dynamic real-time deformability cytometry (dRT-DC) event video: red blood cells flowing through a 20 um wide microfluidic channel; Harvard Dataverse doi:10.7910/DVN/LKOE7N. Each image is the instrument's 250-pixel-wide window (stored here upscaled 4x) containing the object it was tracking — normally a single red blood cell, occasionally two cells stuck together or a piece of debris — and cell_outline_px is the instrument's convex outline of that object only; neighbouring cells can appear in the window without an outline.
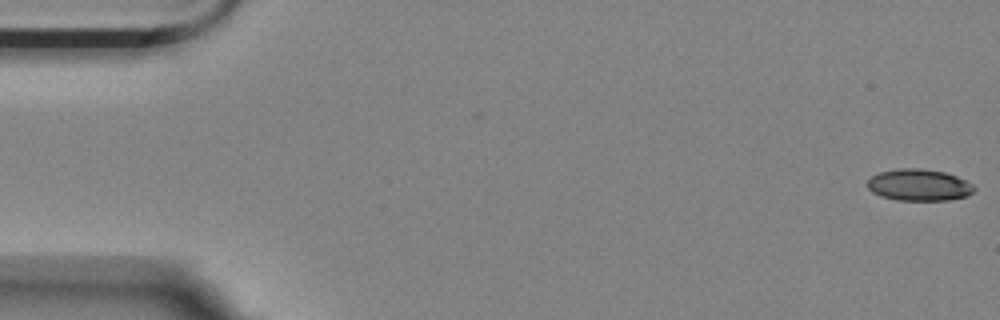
{"species": "Egyptian fruit bat (a non-hibernating species)", "species_latin": "Rousettus aegyptiacus", "temperature_condition": "room temperature", "stored_images_in_passage": 54, "camera_frame_rate_fps": 3000, "um_per_image_px": 0.085, "animal": {"sex": "female"}, "frame": {"image": 1, "passage_image": 1, "time_ms": 0.0, "image_size_px": [1000, 320], "cell_outline_px": [[976, 188], [968, 196], [948, 200], [896, 200], [880, 196], [872, 192], [868, 188], [868, 180], [872, 176], [880, 172], [900, 168], [920, 168], [944, 172], [956, 176], [972, 184]], "centroid_in_image_um": [78.11, 15.73], "position_along_channel_um": 6.9, "area_um2": 19.65}}
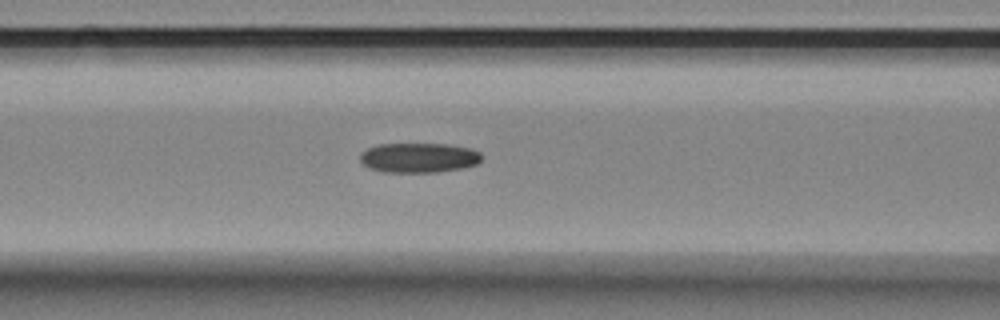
{"frame": {"image": 2, "passage_image": 23, "time_ms": 7.333, "image_size_px": [1000, 320], "cell_outline_px": [[480, 160], [476, 164], [464, 168], [436, 172], [384, 172], [368, 168], [360, 160], [360, 152], [376, 144], [448, 144], [468, 148], [480, 152]], "centroid_in_image_um": [35.56, 13.41], "position_along_channel_um": 131.0, "area_um2": 21.1}}
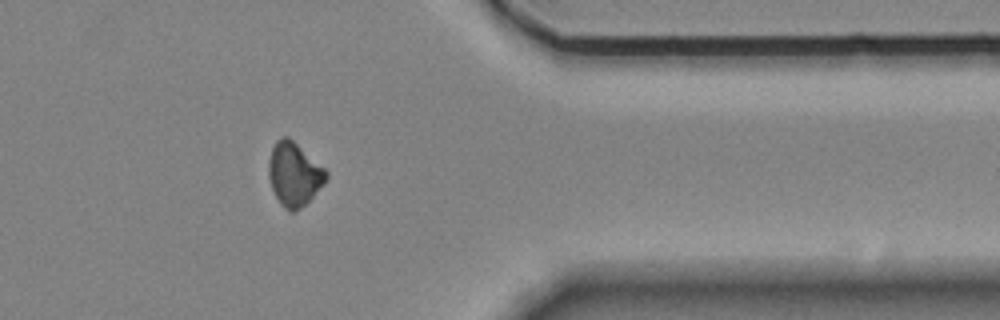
{"frame": {"image": 3, "passage_image": 46, "time_ms": 15.0, "image_size_px": [1000, 320], "cell_outline_px": [[328, 176], [324, 184], [296, 212], [288, 212], [280, 204], [272, 188], [268, 176], [268, 160], [272, 148], [276, 140], [284, 136], [288, 136], [324, 168], [328, 172]], "centroid_in_image_um": [24.98, 14.81], "position_along_channel_um": 386.4, "area_um2": 21.15}}